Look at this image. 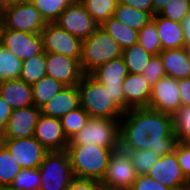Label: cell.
Returning a JSON list of instances; mask_svg holds the SVG:
<instances>
[{"mask_svg": "<svg viewBox=\"0 0 190 190\" xmlns=\"http://www.w3.org/2000/svg\"><path fill=\"white\" fill-rule=\"evenodd\" d=\"M97 190H121V189H117L113 186L105 185L101 181L97 180Z\"/></svg>", "mask_w": 190, "mask_h": 190, "instance_id": "cell-48", "label": "cell"}, {"mask_svg": "<svg viewBox=\"0 0 190 190\" xmlns=\"http://www.w3.org/2000/svg\"><path fill=\"white\" fill-rule=\"evenodd\" d=\"M88 113L80 106L60 118L64 135L69 140L78 133L89 119Z\"/></svg>", "mask_w": 190, "mask_h": 190, "instance_id": "cell-34", "label": "cell"}, {"mask_svg": "<svg viewBox=\"0 0 190 190\" xmlns=\"http://www.w3.org/2000/svg\"><path fill=\"white\" fill-rule=\"evenodd\" d=\"M41 114V108H38L35 105L12 109L6 128L2 132L3 139H23L33 137Z\"/></svg>", "mask_w": 190, "mask_h": 190, "instance_id": "cell-16", "label": "cell"}, {"mask_svg": "<svg viewBox=\"0 0 190 190\" xmlns=\"http://www.w3.org/2000/svg\"><path fill=\"white\" fill-rule=\"evenodd\" d=\"M113 17L128 27L139 31L153 19V14L118 2Z\"/></svg>", "mask_w": 190, "mask_h": 190, "instance_id": "cell-25", "label": "cell"}, {"mask_svg": "<svg viewBox=\"0 0 190 190\" xmlns=\"http://www.w3.org/2000/svg\"><path fill=\"white\" fill-rule=\"evenodd\" d=\"M173 124L178 142L190 143V106L181 107L173 115Z\"/></svg>", "mask_w": 190, "mask_h": 190, "instance_id": "cell-37", "label": "cell"}, {"mask_svg": "<svg viewBox=\"0 0 190 190\" xmlns=\"http://www.w3.org/2000/svg\"><path fill=\"white\" fill-rule=\"evenodd\" d=\"M181 26L184 32V47L190 50V14L181 21Z\"/></svg>", "mask_w": 190, "mask_h": 190, "instance_id": "cell-46", "label": "cell"}, {"mask_svg": "<svg viewBox=\"0 0 190 190\" xmlns=\"http://www.w3.org/2000/svg\"><path fill=\"white\" fill-rule=\"evenodd\" d=\"M157 26L162 50L184 47V32L181 23L166 19L159 14L152 19Z\"/></svg>", "mask_w": 190, "mask_h": 190, "instance_id": "cell-23", "label": "cell"}, {"mask_svg": "<svg viewBox=\"0 0 190 190\" xmlns=\"http://www.w3.org/2000/svg\"><path fill=\"white\" fill-rule=\"evenodd\" d=\"M46 75L65 86L78 85L82 76L80 62L62 54L46 52Z\"/></svg>", "mask_w": 190, "mask_h": 190, "instance_id": "cell-17", "label": "cell"}, {"mask_svg": "<svg viewBox=\"0 0 190 190\" xmlns=\"http://www.w3.org/2000/svg\"><path fill=\"white\" fill-rule=\"evenodd\" d=\"M1 44L22 61L43 51L40 33H26L4 27Z\"/></svg>", "mask_w": 190, "mask_h": 190, "instance_id": "cell-14", "label": "cell"}, {"mask_svg": "<svg viewBox=\"0 0 190 190\" xmlns=\"http://www.w3.org/2000/svg\"><path fill=\"white\" fill-rule=\"evenodd\" d=\"M87 144L120 148V120L90 117L86 125L68 140V146Z\"/></svg>", "mask_w": 190, "mask_h": 190, "instance_id": "cell-5", "label": "cell"}, {"mask_svg": "<svg viewBox=\"0 0 190 190\" xmlns=\"http://www.w3.org/2000/svg\"><path fill=\"white\" fill-rule=\"evenodd\" d=\"M65 85L59 80L44 76L32 85V95L34 105L38 108H42L45 104L53 99Z\"/></svg>", "mask_w": 190, "mask_h": 190, "instance_id": "cell-26", "label": "cell"}, {"mask_svg": "<svg viewBox=\"0 0 190 190\" xmlns=\"http://www.w3.org/2000/svg\"><path fill=\"white\" fill-rule=\"evenodd\" d=\"M123 57L113 59L105 64L98 66L90 75L111 94L112 100L125 111V98L123 93V81L128 75Z\"/></svg>", "mask_w": 190, "mask_h": 190, "instance_id": "cell-9", "label": "cell"}, {"mask_svg": "<svg viewBox=\"0 0 190 190\" xmlns=\"http://www.w3.org/2000/svg\"><path fill=\"white\" fill-rule=\"evenodd\" d=\"M166 76L175 79L190 77V51L183 48L165 49L159 54Z\"/></svg>", "mask_w": 190, "mask_h": 190, "instance_id": "cell-22", "label": "cell"}, {"mask_svg": "<svg viewBox=\"0 0 190 190\" xmlns=\"http://www.w3.org/2000/svg\"><path fill=\"white\" fill-rule=\"evenodd\" d=\"M46 76V52L42 51L30 59L23 60L20 80L29 85L35 84Z\"/></svg>", "mask_w": 190, "mask_h": 190, "instance_id": "cell-27", "label": "cell"}, {"mask_svg": "<svg viewBox=\"0 0 190 190\" xmlns=\"http://www.w3.org/2000/svg\"><path fill=\"white\" fill-rule=\"evenodd\" d=\"M0 97L12 109L34 105L32 86L20 79L1 81Z\"/></svg>", "mask_w": 190, "mask_h": 190, "instance_id": "cell-21", "label": "cell"}, {"mask_svg": "<svg viewBox=\"0 0 190 190\" xmlns=\"http://www.w3.org/2000/svg\"><path fill=\"white\" fill-rule=\"evenodd\" d=\"M55 23L81 40L88 38L99 27L82 2H71Z\"/></svg>", "mask_w": 190, "mask_h": 190, "instance_id": "cell-10", "label": "cell"}, {"mask_svg": "<svg viewBox=\"0 0 190 190\" xmlns=\"http://www.w3.org/2000/svg\"><path fill=\"white\" fill-rule=\"evenodd\" d=\"M138 43L153 55H158L162 51L157 26L153 20L138 31Z\"/></svg>", "mask_w": 190, "mask_h": 190, "instance_id": "cell-36", "label": "cell"}, {"mask_svg": "<svg viewBox=\"0 0 190 190\" xmlns=\"http://www.w3.org/2000/svg\"><path fill=\"white\" fill-rule=\"evenodd\" d=\"M147 175L173 190H183L189 183L181 171L175 150L160 156Z\"/></svg>", "mask_w": 190, "mask_h": 190, "instance_id": "cell-12", "label": "cell"}, {"mask_svg": "<svg viewBox=\"0 0 190 190\" xmlns=\"http://www.w3.org/2000/svg\"><path fill=\"white\" fill-rule=\"evenodd\" d=\"M80 106L89 117L121 120L124 110L115 103L109 91L90 74H84L77 85Z\"/></svg>", "mask_w": 190, "mask_h": 190, "instance_id": "cell-3", "label": "cell"}, {"mask_svg": "<svg viewBox=\"0 0 190 190\" xmlns=\"http://www.w3.org/2000/svg\"><path fill=\"white\" fill-rule=\"evenodd\" d=\"M40 184L39 168L21 169L6 190H39Z\"/></svg>", "mask_w": 190, "mask_h": 190, "instance_id": "cell-35", "label": "cell"}, {"mask_svg": "<svg viewBox=\"0 0 190 190\" xmlns=\"http://www.w3.org/2000/svg\"><path fill=\"white\" fill-rule=\"evenodd\" d=\"M119 0H83L87 12L101 26L114 15Z\"/></svg>", "mask_w": 190, "mask_h": 190, "instance_id": "cell-31", "label": "cell"}, {"mask_svg": "<svg viewBox=\"0 0 190 190\" xmlns=\"http://www.w3.org/2000/svg\"><path fill=\"white\" fill-rule=\"evenodd\" d=\"M40 34L43 51L62 54L80 62L82 42L80 38L70 34L55 22L46 23Z\"/></svg>", "mask_w": 190, "mask_h": 190, "instance_id": "cell-8", "label": "cell"}, {"mask_svg": "<svg viewBox=\"0 0 190 190\" xmlns=\"http://www.w3.org/2000/svg\"><path fill=\"white\" fill-rule=\"evenodd\" d=\"M136 178L134 166L130 163L127 154L122 149H118L112 153L101 182L117 189L130 190Z\"/></svg>", "mask_w": 190, "mask_h": 190, "instance_id": "cell-15", "label": "cell"}, {"mask_svg": "<svg viewBox=\"0 0 190 190\" xmlns=\"http://www.w3.org/2000/svg\"><path fill=\"white\" fill-rule=\"evenodd\" d=\"M148 108L173 116L181 108L178 80L164 76L154 83Z\"/></svg>", "mask_w": 190, "mask_h": 190, "instance_id": "cell-11", "label": "cell"}, {"mask_svg": "<svg viewBox=\"0 0 190 190\" xmlns=\"http://www.w3.org/2000/svg\"><path fill=\"white\" fill-rule=\"evenodd\" d=\"M12 108L0 97V131L6 128L8 119L11 116Z\"/></svg>", "mask_w": 190, "mask_h": 190, "instance_id": "cell-45", "label": "cell"}, {"mask_svg": "<svg viewBox=\"0 0 190 190\" xmlns=\"http://www.w3.org/2000/svg\"><path fill=\"white\" fill-rule=\"evenodd\" d=\"M3 145V134L2 132L0 131V146Z\"/></svg>", "mask_w": 190, "mask_h": 190, "instance_id": "cell-50", "label": "cell"}, {"mask_svg": "<svg viewBox=\"0 0 190 190\" xmlns=\"http://www.w3.org/2000/svg\"><path fill=\"white\" fill-rule=\"evenodd\" d=\"M3 145L22 169L39 168L48 153L34 137L3 139Z\"/></svg>", "mask_w": 190, "mask_h": 190, "instance_id": "cell-13", "label": "cell"}, {"mask_svg": "<svg viewBox=\"0 0 190 190\" xmlns=\"http://www.w3.org/2000/svg\"><path fill=\"white\" fill-rule=\"evenodd\" d=\"M22 60L16 57L8 48L0 44V80H15L20 78Z\"/></svg>", "mask_w": 190, "mask_h": 190, "instance_id": "cell-30", "label": "cell"}, {"mask_svg": "<svg viewBox=\"0 0 190 190\" xmlns=\"http://www.w3.org/2000/svg\"><path fill=\"white\" fill-rule=\"evenodd\" d=\"M122 52L120 45L99 26L81 42V70L90 74L98 66L122 57Z\"/></svg>", "mask_w": 190, "mask_h": 190, "instance_id": "cell-4", "label": "cell"}, {"mask_svg": "<svg viewBox=\"0 0 190 190\" xmlns=\"http://www.w3.org/2000/svg\"><path fill=\"white\" fill-rule=\"evenodd\" d=\"M130 190H173V189H170L169 187L156 182L148 175H140L137 176Z\"/></svg>", "mask_w": 190, "mask_h": 190, "instance_id": "cell-41", "label": "cell"}, {"mask_svg": "<svg viewBox=\"0 0 190 190\" xmlns=\"http://www.w3.org/2000/svg\"><path fill=\"white\" fill-rule=\"evenodd\" d=\"M41 184L39 190H67L74 175L68 152L50 151L39 166Z\"/></svg>", "mask_w": 190, "mask_h": 190, "instance_id": "cell-6", "label": "cell"}, {"mask_svg": "<svg viewBox=\"0 0 190 190\" xmlns=\"http://www.w3.org/2000/svg\"><path fill=\"white\" fill-rule=\"evenodd\" d=\"M5 3V0H0V6H2Z\"/></svg>", "mask_w": 190, "mask_h": 190, "instance_id": "cell-52", "label": "cell"}, {"mask_svg": "<svg viewBox=\"0 0 190 190\" xmlns=\"http://www.w3.org/2000/svg\"><path fill=\"white\" fill-rule=\"evenodd\" d=\"M78 107H80V95L77 85L65 86L41 108V113L48 117L60 119Z\"/></svg>", "mask_w": 190, "mask_h": 190, "instance_id": "cell-20", "label": "cell"}, {"mask_svg": "<svg viewBox=\"0 0 190 190\" xmlns=\"http://www.w3.org/2000/svg\"><path fill=\"white\" fill-rule=\"evenodd\" d=\"M4 26L26 33H41L45 21L30 0H14L0 6Z\"/></svg>", "mask_w": 190, "mask_h": 190, "instance_id": "cell-7", "label": "cell"}, {"mask_svg": "<svg viewBox=\"0 0 190 190\" xmlns=\"http://www.w3.org/2000/svg\"><path fill=\"white\" fill-rule=\"evenodd\" d=\"M181 107L190 106V77L178 79Z\"/></svg>", "mask_w": 190, "mask_h": 190, "instance_id": "cell-43", "label": "cell"}, {"mask_svg": "<svg viewBox=\"0 0 190 190\" xmlns=\"http://www.w3.org/2000/svg\"><path fill=\"white\" fill-rule=\"evenodd\" d=\"M48 152L65 151L68 139L58 118L40 115L33 136Z\"/></svg>", "mask_w": 190, "mask_h": 190, "instance_id": "cell-18", "label": "cell"}, {"mask_svg": "<svg viewBox=\"0 0 190 190\" xmlns=\"http://www.w3.org/2000/svg\"><path fill=\"white\" fill-rule=\"evenodd\" d=\"M38 9L45 23L56 22L71 0H30Z\"/></svg>", "mask_w": 190, "mask_h": 190, "instance_id": "cell-33", "label": "cell"}, {"mask_svg": "<svg viewBox=\"0 0 190 190\" xmlns=\"http://www.w3.org/2000/svg\"><path fill=\"white\" fill-rule=\"evenodd\" d=\"M118 149L120 148H105L94 144L67 146L74 178L102 181L109 159Z\"/></svg>", "mask_w": 190, "mask_h": 190, "instance_id": "cell-2", "label": "cell"}, {"mask_svg": "<svg viewBox=\"0 0 190 190\" xmlns=\"http://www.w3.org/2000/svg\"><path fill=\"white\" fill-rule=\"evenodd\" d=\"M189 14L190 0H169L159 12L160 16L179 23Z\"/></svg>", "mask_w": 190, "mask_h": 190, "instance_id": "cell-38", "label": "cell"}, {"mask_svg": "<svg viewBox=\"0 0 190 190\" xmlns=\"http://www.w3.org/2000/svg\"><path fill=\"white\" fill-rule=\"evenodd\" d=\"M67 190H97V180L74 178Z\"/></svg>", "mask_w": 190, "mask_h": 190, "instance_id": "cell-42", "label": "cell"}, {"mask_svg": "<svg viewBox=\"0 0 190 190\" xmlns=\"http://www.w3.org/2000/svg\"><path fill=\"white\" fill-rule=\"evenodd\" d=\"M175 151L181 171L185 178L190 181V143L178 142Z\"/></svg>", "mask_w": 190, "mask_h": 190, "instance_id": "cell-40", "label": "cell"}, {"mask_svg": "<svg viewBox=\"0 0 190 190\" xmlns=\"http://www.w3.org/2000/svg\"><path fill=\"white\" fill-rule=\"evenodd\" d=\"M4 19H3V15L2 12L0 10V44H1V39H2V34H3V30H4Z\"/></svg>", "mask_w": 190, "mask_h": 190, "instance_id": "cell-49", "label": "cell"}, {"mask_svg": "<svg viewBox=\"0 0 190 190\" xmlns=\"http://www.w3.org/2000/svg\"><path fill=\"white\" fill-rule=\"evenodd\" d=\"M178 143L173 116L148 107L132 108L120 120V149L149 150L159 156L171 153Z\"/></svg>", "mask_w": 190, "mask_h": 190, "instance_id": "cell-1", "label": "cell"}, {"mask_svg": "<svg viewBox=\"0 0 190 190\" xmlns=\"http://www.w3.org/2000/svg\"><path fill=\"white\" fill-rule=\"evenodd\" d=\"M144 79L152 87L159 79L166 76L162 60L158 55H153L142 73Z\"/></svg>", "mask_w": 190, "mask_h": 190, "instance_id": "cell-39", "label": "cell"}, {"mask_svg": "<svg viewBox=\"0 0 190 190\" xmlns=\"http://www.w3.org/2000/svg\"><path fill=\"white\" fill-rule=\"evenodd\" d=\"M72 2H82L83 0H71Z\"/></svg>", "mask_w": 190, "mask_h": 190, "instance_id": "cell-53", "label": "cell"}, {"mask_svg": "<svg viewBox=\"0 0 190 190\" xmlns=\"http://www.w3.org/2000/svg\"><path fill=\"white\" fill-rule=\"evenodd\" d=\"M125 111L132 108L148 107L151 96V86L140 73H129L123 81Z\"/></svg>", "mask_w": 190, "mask_h": 190, "instance_id": "cell-19", "label": "cell"}, {"mask_svg": "<svg viewBox=\"0 0 190 190\" xmlns=\"http://www.w3.org/2000/svg\"><path fill=\"white\" fill-rule=\"evenodd\" d=\"M123 151L127 154L130 163L134 166L137 176L147 175L151 167L160 158V156L154 153L151 149Z\"/></svg>", "mask_w": 190, "mask_h": 190, "instance_id": "cell-32", "label": "cell"}, {"mask_svg": "<svg viewBox=\"0 0 190 190\" xmlns=\"http://www.w3.org/2000/svg\"><path fill=\"white\" fill-rule=\"evenodd\" d=\"M183 190H190V181H189L188 185Z\"/></svg>", "mask_w": 190, "mask_h": 190, "instance_id": "cell-51", "label": "cell"}, {"mask_svg": "<svg viewBox=\"0 0 190 190\" xmlns=\"http://www.w3.org/2000/svg\"><path fill=\"white\" fill-rule=\"evenodd\" d=\"M21 167L16 159L10 154L4 145L0 146V190H6L18 173Z\"/></svg>", "mask_w": 190, "mask_h": 190, "instance_id": "cell-29", "label": "cell"}, {"mask_svg": "<svg viewBox=\"0 0 190 190\" xmlns=\"http://www.w3.org/2000/svg\"><path fill=\"white\" fill-rule=\"evenodd\" d=\"M100 27L120 45L122 50L138 43V31L119 22L113 16Z\"/></svg>", "mask_w": 190, "mask_h": 190, "instance_id": "cell-24", "label": "cell"}, {"mask_svg": "<svg viewBox=\"0 0 190 190\" xmlns=\"http://www.w3.org/2000/svg\"><path fill=\"white\" fill-rule=\"evenodd\" d=\"M169 0H152L153 15L159 14V12L167 5Z\"/></svg>", "mask_w": 190, "mask_h": 190, "instance_id": "cell-47", "label": "cell"}, {"mask_svg": "<svg viewBox=\"0 0 190 190\" xmlns=\"http://www.w3.org/2000/svg\"><path fill=\"white\" fill-rule=\"evenodd\" d=\"M119 3L153 14L152 0H119Z\"/></svg>", "mask_w": 190, "mask_h": 190, "instance_id": "cell-44", "label": "cell"}, {"mask_svg": "<svg viewBox=\"0 0 190 190\" xmlns=\"http://www.w3.org/2000/svg\"><path fill=\"white\" fill-rule=\"evenodd\" d=\"M153 56L146 51L139 43L133 44L122 52L128 73L142 74L149 59Z\"/></svg>", "mask_w": 190, "mask_h": 190, "instance_id": "cell-28", "label": "cell"}]
</instances>
